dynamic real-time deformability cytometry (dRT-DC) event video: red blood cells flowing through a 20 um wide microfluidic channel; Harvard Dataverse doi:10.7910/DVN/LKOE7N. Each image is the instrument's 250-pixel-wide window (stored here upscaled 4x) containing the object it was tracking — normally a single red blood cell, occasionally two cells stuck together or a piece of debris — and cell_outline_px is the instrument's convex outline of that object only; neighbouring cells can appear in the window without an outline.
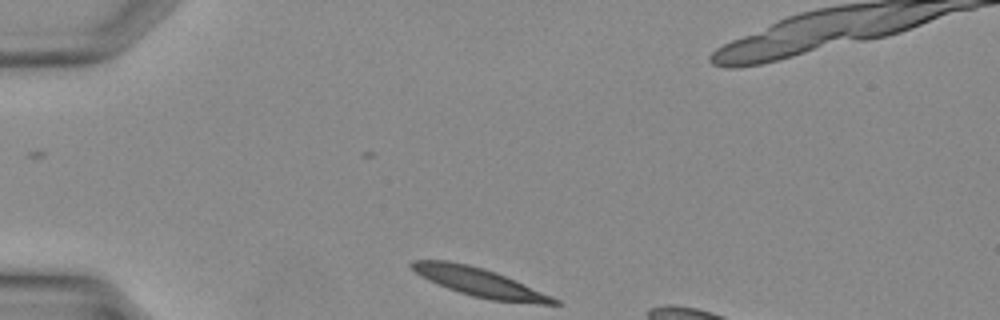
{"species": "Egyptian fruit bat (a non-hibernating species)", "species_latin": "Rousettus aegyptiacus", "temperature_condition": "warm", "stored_images_in_passage": 19, "camera_frame_rate_fps": 3000, "um_per_image_px": 0.085, "animal": {"sex": "female"}, "frame": {"image": 1, "passage_image": 1, "time_ms": 0.0, "image_size_px": [1000, 320], "cell_outline_px": [[560, 304], [540, 304], [492, 300], [472, 296], [448, 288], [428, 280], [420, 276], [408, 264], [412, 260], [448, 260], [468, 264], [484, 268], [496, 272], [552, 296], [560, 300]], "centroid_in_image_um": [40.74, 23.98], "position_along_channel_um": 44.3, "area_um2": 23.52}}
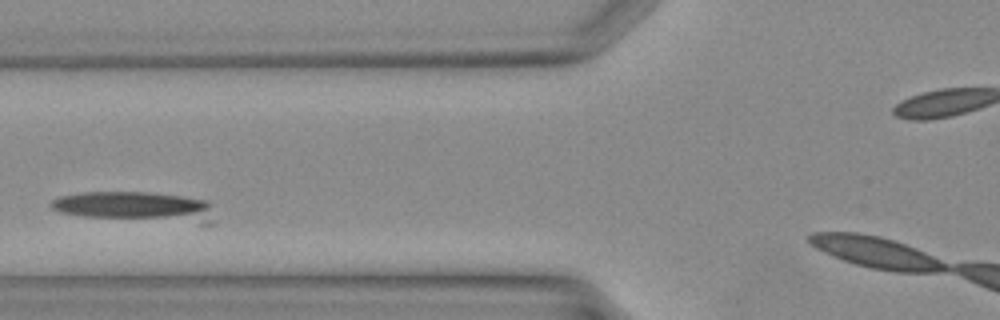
{"frame": {"image": 2, "passage_image": 7, "time_ms": 2.0, "image_size_px": [1000, 320], "cell_outline_px": [[212, 224], [200, 224], [84, 216], [60, 212], [52, 208], [48, 204], [52, 200], [60, 196], [84, 192], [148, 192], [180, 196], [208, 200], [212, 204]], "centroid_in_image_um": [11.58, 17.57], "position_along_channel_um": 114.2, "area_um2": 28.55}}
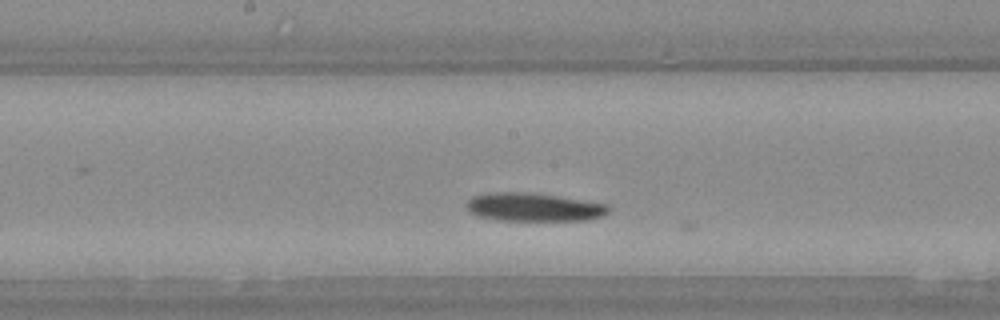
{"frame": {"image": 3, "passage_image": 12, "time_ms": 3.667, "image_size_px": [1000, 320], "cell_outline_px": [[612, 208], [604, 216], [588, 220], [500, 220], [476, 216], [468, 212], [464, 208], [464, 204], [472, 196], [484, 192], [520, 192], [556, 196], [608, 204]], "centroid_in_image_um": [45.31, 17.61], "position_along_channel_um": 202.9, "area_um2": 23.7}}